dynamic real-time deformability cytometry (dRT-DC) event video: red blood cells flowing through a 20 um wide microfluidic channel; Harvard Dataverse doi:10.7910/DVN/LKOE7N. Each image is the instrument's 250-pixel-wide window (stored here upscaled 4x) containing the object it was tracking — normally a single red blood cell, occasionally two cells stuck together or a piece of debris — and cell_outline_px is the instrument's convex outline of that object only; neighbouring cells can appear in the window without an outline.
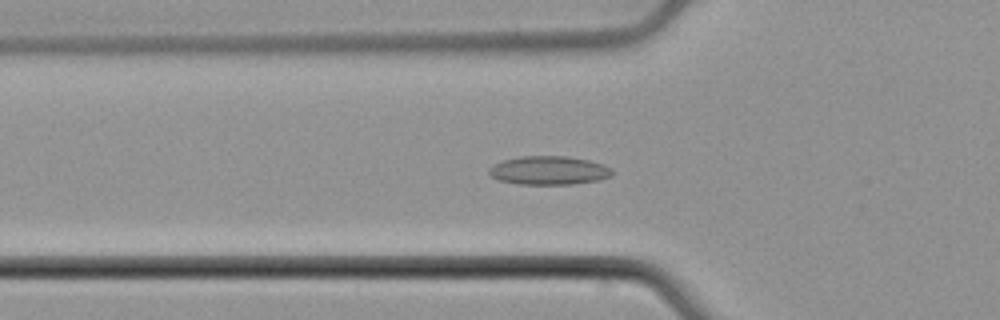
{"species": "common noctule bat (a hibernating species)", "species_latin": "Nyctalus noctula", "temperature_condition": "cold", "stored_images_in_passage": 49, "camera_frame_rate_fps": 3000, "um_per_image_px": 0.085, "animal": {"sex": "male", "body_mass_g": 21.5, "forearm_length_mm": 52.0}, "frame": {"image": 1, "passage_image": 19, "time_ms": 6.0, "image_size_px": [1000, 320], "cell_outline_px": [[612, 176], [600, 180], [572, 184], [520, 184], [500, 180], [492, 176], [488, 172], [488, 168], [504, 160], [524, 156], [564, 156], [588, 160], [604, 164], [612, 168]], "centroid_in_image_um": [46.7, 14.49], "position_along_channel_um": 79.1, "area_um2": 20.4}}
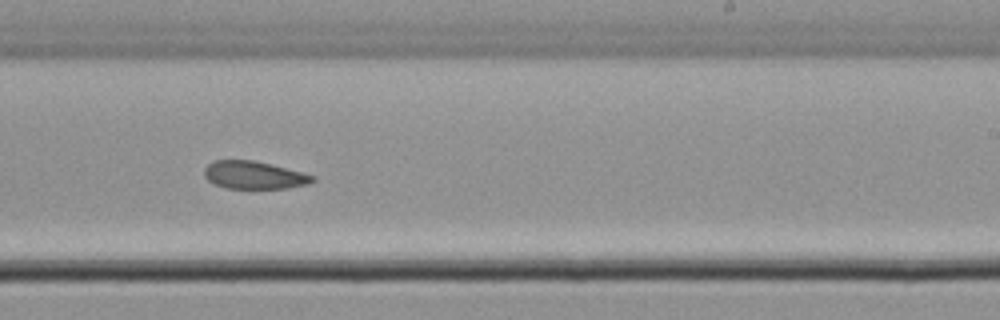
{"frame": {"image": 2, "passage_image": 34, "time_ms": 11.0, "image_size_px": [1000, 320], "cell_outline_px": [[316, 180], [308, 184], [284, 188], [228, 188], [216, 184], [208, 180], [204, 176], [204, 168], [212, 160], [252, 160], [300, 172], [312, 176]], "centroid_in_image_um": [21.53, 14.88], "position_along_channel_um": 267.5, "area_um2": 17.11}}
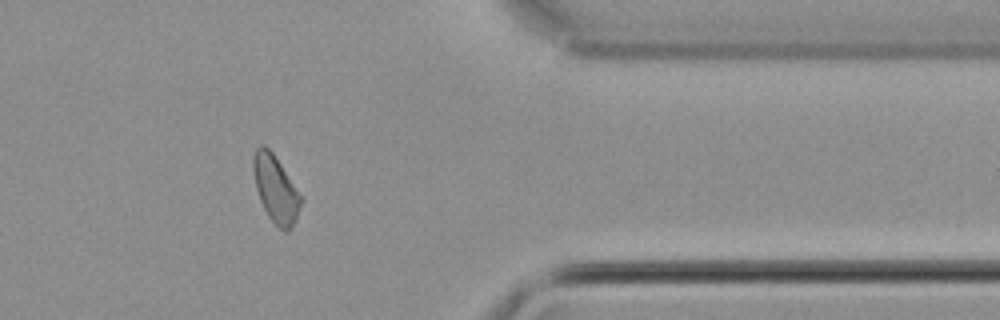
{"frame": {"image": 3, "passage_image": 45, "time_ms": 14.667, "image_size_px": [1000, 320], "cell_outline_px": [[304, 200], [296, 220], [288, 232], [284, 232], [268, 216], [260, 200], [256, 188], [252, 168], [252, 156], [256, 148], [260, 144], [264, 144], [272, 152]], "centroid_in_image_um": [23.43, 16.06], "position_along_channel_um": 388.0, "area_um2": 18.55}}